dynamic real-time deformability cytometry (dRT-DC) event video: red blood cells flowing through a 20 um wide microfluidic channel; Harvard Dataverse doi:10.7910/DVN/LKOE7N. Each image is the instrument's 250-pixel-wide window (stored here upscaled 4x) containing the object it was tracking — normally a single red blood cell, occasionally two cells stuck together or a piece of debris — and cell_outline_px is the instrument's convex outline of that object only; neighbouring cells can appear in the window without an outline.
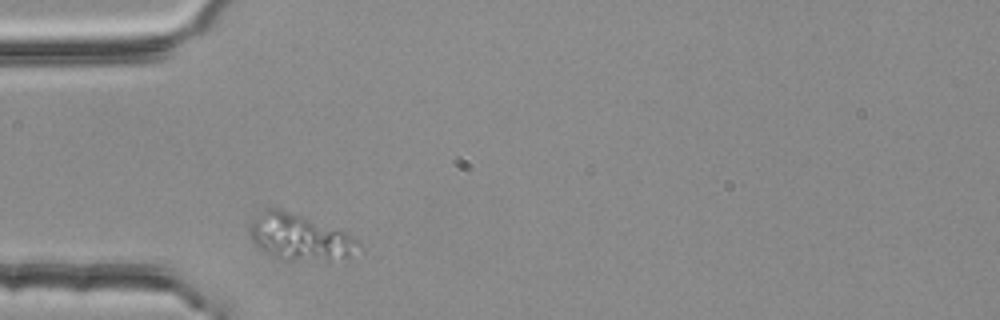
{"species": "common noctule bat (a hibernating species)", "species_latin": "Nyctalus noctula", "temperature_condition": "room temperature", "stored_images_in_passage": 30, "camera_frame_rate_fps": 3000, "um_per_image_px": 0.085, "animal": {"sex": "female", "body_mass_g": 25.1}, "frame": {"image": 1, "passage_image": 1, "time_ms": 0.0, "image_size_px": [1000, 320], "cell_outline_px": [[360, 244], [348, 256], [328, 264], [280, 260], [272, 256], [260, 248], [248, 236], [248, 224], [256, 212], [264, 208], [280, 208], [304, 216], [344, 232], [356, 240]], "centroid_in_image_um": [25.38, 20.19], "position_along_channel_um": 59.6, "area_um2": 30.11}}
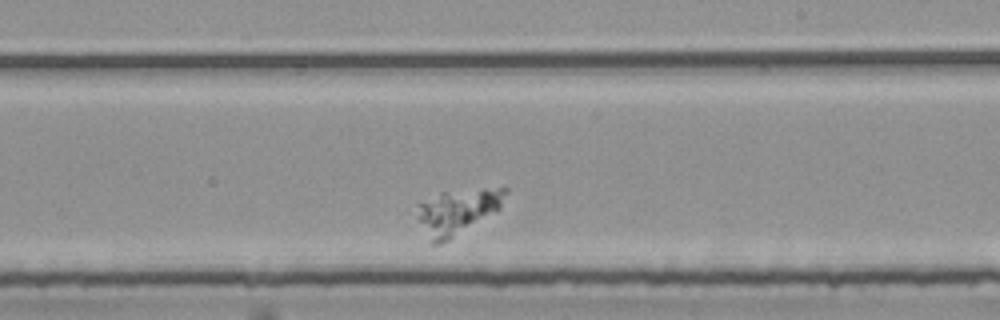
{"frame": {"image": 2, "passage_image": 18, "time_ms": 5.667, "image_size_px": [1000, 320], "cell_outline_px": [[508, 192], [500, 208], [496, 212], [448, 240], [440, 244], [432, 244], [416, 220], [416, 204], [440, 192], [484, 188], [508, 188]], "centroid_in_image_um": [38.84, 17.97], "position_along_channel_um": 250.2, "area_um2": 23.58}}
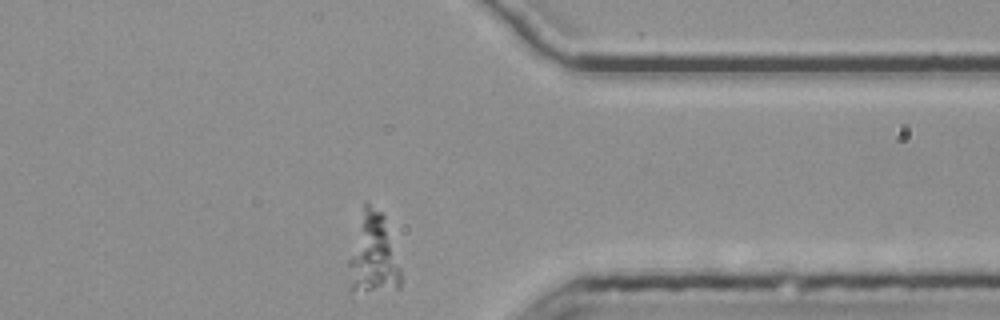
{"frame": {"image": 3, "passage_image": 30, "time_ms": 9.667, "image_size_px": [1000, 320], "cell_outline_px": [[400, 288], [352, 292], [348, 292], [348, 260], [364, 204], [368, 204], [380, 212], [384, 216], [400, 268]], "centroid_in_image_um": [31.68, 21.7], "position_along_channel_um": 379.7, "area_um2": 24.1}}